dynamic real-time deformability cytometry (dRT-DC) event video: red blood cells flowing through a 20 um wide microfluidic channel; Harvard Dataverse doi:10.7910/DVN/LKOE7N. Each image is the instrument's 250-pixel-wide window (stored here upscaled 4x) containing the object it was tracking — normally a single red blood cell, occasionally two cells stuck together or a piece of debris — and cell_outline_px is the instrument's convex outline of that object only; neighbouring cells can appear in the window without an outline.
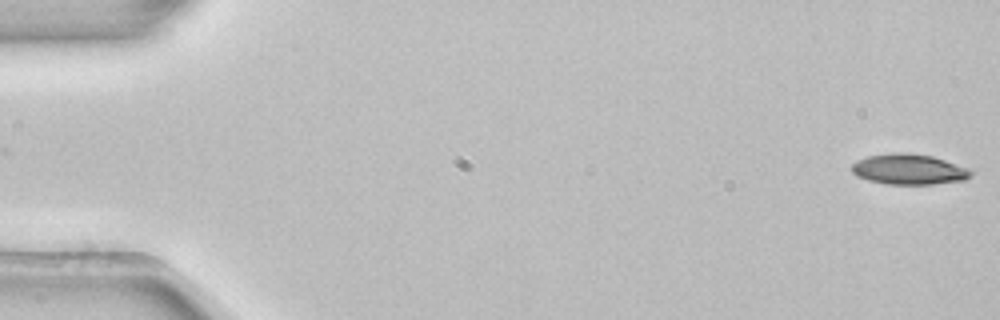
{"species": "common noctule bat (a hibernating species)", "species_latin": "Nyctalus noctula", "temperature_condition": "room temperature", "stored_images_in_passage": 4, "camera_frame_rate_fps": 3000, "um_per_image_px": 0.085, "animal": {"sex": "female", "body_mass_g": 22.7, "forearm_length_mm": 54.2}, "frame": {"image": 1, "passage_image": 1, "time_ms": 0.0, "image_size_px": [1000, 320], "cell_outline_px": [[972, 176], [964, 180], [932, 184], [888, 184], [868, 180], [856, 176], [852, 172], [852, 164], [856, 160], [868, 156], [892, 152], [908, 152], [932, 156], [968, 168], [972, 172]], "centroid_in_image_um": [77.23, 14.38], "position_along_channel_um": 7.8, "area_um2": 21.21}}